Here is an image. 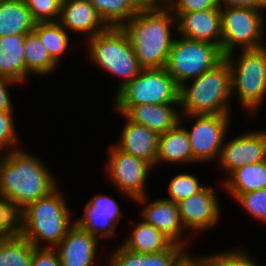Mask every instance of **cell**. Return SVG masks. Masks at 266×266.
Returning <instances> with one entry per match:
<instances>
[{
  "label": "cell",
  "mask_w": 266,
  "mask_h": 266,
  "mask_svg": "<svg viewBox=\"0 0 266 266\" xmlns=\"http://www.w3.org/2000/svg\"><path fill=\"white\" fill-rule=\"evenodd\" d=\"M182 245L173 243L167 250L156 254L132 252L121 244L108 254L106 266H179L189 255Z\"/></svg>",
  "instance_id": "obj_20"
},
{
  "label": "cell",
  "mask_w": 266,
  "mask_h": 266,
  "mask_svg": "<svg viewBox=\"0 0 266 266\" xmlns=\"http://www.w3.org/2000/svg\"><path fill=\"white\" fill-rule=\"evenodd\" d=\"M100 242L75 224L55 247L61 266H95L99 261ZM99 248V249H98Z\"/></svg>",
  "instance_id": "obj_17"
},
{
  "label": "cell",
  "mask_w": 266,
  "mask_h": 266,
  "mask_svg": "<svg viewBox=\"0 0 266 266\" xmlns=\"http://www.w3.org/2000/svg\"><path fill=\"white\" fill-rule=\"evenodd\" d=\"M266 12L246 7H221L224 56L237 50L258 49L266 46Z\"/></svg>",
  "instance_id": "obj_8"
},
{
  "label": "cell",
  "mask_w": 266,
  "mask_h": 266,
  "mask_svg": "<svg viewBox=\"0 0 266 266\" xmlns=\"http://www.w3.org/2000/svg\"><path fill=\"white\" fill-rule=\"evenodd\" d=\"M218 7V0H175L169 6L172 13H192Z\"/></svg>",
  "instance_id": "obj_37"
},
{
  "label": "cell",
  "mask_w": 266,
  "mask_h": 266,
  "mask_svg": "<svg viewBox=\"0 0 266 266\" xmlns=\"http://www.w3.org/2000/svg\"><path fill=\"white\" fill-rule=\"evenodd\" d=\"M35 24L24 0H0V37L32 33Z\"/></svg>",
  "instance_id": "obj_26"
},
{
  "label": "cell",
  "mask_w": 266,
  "mask_h": 266,
  "mask_svg": "<svg viewBox=\"0 0 266 266\" xmlns=\"http://www.w3.org/2000/svg\"><path fill=\"white\" fill-rule=\"evenodd\" d=\"M129 1L138 12L158 9L163 6L161 0H129Z\"/></svg>",
  "instance_id": "obj_41"
},
{
  "label": "cell",
  "mask_w": 266,
  "mask_h": 266,
  "mask_svg": "<svg viewBox=\"0 0 266 266\" xmlns=\"http://www.w3.org/2000/svg\"><path fill=\"white\" fill-rule=\"evenodd\" d=\"M85 42L87 60L103 73L119 79L114 95L143 69L122 27H108Z\"/></svg>",
  "instance_id": "obj_5"
},
{
  "label": "cell",
  "mask_w": 266,
  "mask_h": 266,
  "mask_svg": "<svg viewBox=\"0 0 266 266\" xmlns=\"http://www.w3.org/2000/svg\"><path fill=\"white\" fill-rule=\"evenodd\" d=\"M19 147L0 158V196L20 210L59 186L56 175L38 155Z\"/></svg>",
  "instance_id": "obj_1"
},
{
  "label": "cell",
  "mask_w": 266,
  "mask_h": 266,
  "mask_svg": "<svg viewBox=\"0 0 266 266\" xmlns=\"http://www.w3.org/2000/svg\"><path fill=\"white\" fill-rule=\"evenodd\" d=\"M193 266H205L203 260L199 255L198 257L197 255H193Z\"/></svg>",
  "instance_id": "obj_43"
},
{
  "label": "cell",
  "mask_w": 266,
  "mask_h": 266,
  "mask_svg": "<svg viewBox=\"0 0 266 266\" xmlns=\"http://www.w3.org/2000/svg\"><path fill=\"white\" fill-rule=\"evenodd\" d=\"M27 34L0 37V77L26 85L30 74L26 71L24 42Z\"/></svg>",
  "instance_id": "obj_22"
},
{
  "label": "cell",
  "mask_w": 266,
  "mask_h": 266,
  "mask_svg": "<svg viewBox=\"0 0 266 266\" xmlns=\"http://www.w3.org/2000/svg\"><path fill=\"white\" fill-rule=\"evenodd\" d=\"M195 174L190 172H182L171 177L170 181L167 184V197H163L166 200L179 203L185 198H188L197 192H199L204 186V183H201L200 178ZM199 178V179H198Z\"/></svg>",
  "instance_id": "obj_32"
},
{
  "label": "cell",
  "mask_w": 266,
  "mask_h": 266,
  "mask_svg": "<svg viewBox=\"0 0 266 266\" xmlns=\"http://www.w3.org/2000/svg\"><path fill=\"white\" fill-rule=\"evenodd\" d=\"M33 249L22 236L0 241V266H31Z\"/></svg>",
  "instance_id": "obj_30"
},
{
  "label": "cell",
  "mask_w": 266,
  "mask_h": 266,
  "mask_svg": "<svg viewBox=\"0 0 266 266\" xmlns=\"http://www.w3.org/2000/svg\"><path fill=\"white\" fill-rule=\"evenodd\" d=\"M122 28L143 69L166 66L177 35L176 17L169 7L139 11Z\"/></svg>",
  "instance_id": "obj_2"
},
{
  "label": "cell",
  "mask_w": 266,
  "mask_h": 266,
  "mask_svg": "<svg viewBox=\"0 0 266 266\" xmlns=\"http://www.w3.org/2000/svg\"><path fill=\"white\" fill-rule=\"evenodd\" d=\"M24 54L26 71L33 76L47 77L50 74L54 75L55 71L60 69L34 32L26 35Z\"/></svg>",
  "instance_id": "obj_28"
},
{
  "label": "cell",
  "mask_w": 266,
  "mask_h": 266,
  "mask_svg": "<svg viewBox=\"0 0 266 266\" xmlns=\"http://www.w3.org/2000/svg\"><path fill=\"white\" fill-rule=\"evenodd\" d=\"M233 247L230 249H223L218 253H211L208 255H200L205 266H262L261 262L258 261L254 256L252 257V252L245 249L244 246ZM255 258V259H254ZM258 261V262H257Z\"/></svg>",
  "instance_id": "obj_31"
},
{
  "label": "cell",
  "mask_w": 266,
  "mask_h": 266,
  "mask_svg": "<svg viewBox=\"0 0 266 266\" xmlns=\"http://www.w3.org/2000/svg\"><path fill=\"white\" fill-rule=\"evenodd\" d=\"M231 116L181 114L180 123L185 125L191 143L192 156L198 164L218 161L225 138L229 135ZM184 121L189 124V128Z\"/></svg>",
  "instance_id": "obj_10"
},
{
  "label": "cell",
  "mask_w": 266,
  "mask_h": 266,
  "mask_svg": "<svg viewBox=\"0 0 266 266\" xmlns=\"http://www.w3.org/2000/svg\"><path fill=\"white\" fill-rule=\"evenodd\" d=\"M108 27H122L138 11L129 0H88Z\"/></svg>",
  "instance_id": "obj_29"
},
{
  "label": "cell",
  "mask_w": 266,
  "mask_h": 266,
  "mask_svg": "<svg viewBox=\"0 0 266 266\" xmlns=\"http://www.w3.org/2000/svg\"><path fill=\"white\" fill-rule=\"evenodd\" d=\"M211 186L205 185L199 192L178 203L184 228L194 239L206 230H213L222 219L218 192Z\"/></svg>",
  "instance_id": "obj_13"
},
{
  "label": "cell",
  "mask_w": 266,
  "mask_h": 266,
  "mask_svg": "<svg viewBox=\"0 0 266 266\" xmlns=\"http://www.w3.org/2000/svg\"><path fill=\"white\" fill-rule=\"evenodd\" d=\"M179 266H193V254L191 253Z\"/></svg>",
  "instance_id": "obj_42"
},
{
  "label": "cell",
  "mask_w": 266,
  "mask_h": 266,
  "mask_svg": "<svg viewBox=\"0 0 266 266\" xmlns=\"http://www.w3.org/2000/svg\"><path fill=\"white\" fill-rule=\"evenodd\" d=\"M220 7H246L266 11V0H218Z\"/></svg>",
  "instance_id": "obj_40"
},
{
  "label": "cell",
  "mask_w": 266,
  "mask_h": 266,
  "mask_svg": "<svg viewBox=\"0 0 266 266\" xmlns=\"http://www.w3.org/2000/svg\"><path fill=\"white\" fill-rule=\"evenodd\" d=\"M223 59L224 55L218 45L176 35L165 69L180 87L214 68Z\"/></svg>",
  "instance_id": "obj_9"
},
{
  "label": "cell",
  "mask_w": 266,
  "mask_h": 266,
  "mask_svg": "<svg viewBox=\"0 0 266 266\" xmlns=\"http://www.w3.org/2000/svg\"><path fill=\"white\" fill-rule=\"evenodd\" d=\"M231 100V69L225 58L179 90L181 114L232 115Z\"/></svg>",
  "instance_id": "obj_4"
},
{
  "label": "cell",
  "mask_w": 266,
  "mask_h": 266,
  "mask_svg": "<svg viewBox=\"0 0 266 266\" xmlns=\"http://www.w3.org/2000/svg\"><path fill=\"white\" fill-rule=\"evenodd\" d=\"M248 216L261 224H266V188L239 194L235 199Z\"/></svg>",
  "instance_id": "obj_35"
},
{
  "label": "cell",
  "mask_w": 266,
  "mask_h": 266,
  "mask_svg": "<svg viewBox=\"0 0 266 266\" xmlns=\"http://www.w3.org/2000/svg\"><path fill=\"white\" fill-rule=\"evenodd\" d=\"M82 216L74 218V224L99 241L118 237L117 227L123 212L114 197L96 194L87 200Z\"/></svg>",
  "instance_id": "obj_14"
},
{
  "label": "cell",
  "mask_w": 266,
  "mask_h": 266,
  "mask_svg": "<svg viewBox=\"0 0 266 266\" xmlns=\"http://www.w3.org/2000/svg\"><path fill=\"white\" fill-rule=\"evenodd\" d=\"M31 266H61L55 248L34 247Z\"/></svg>",
  "instance_id": "obj_38"
},
{
  "label": "cell",
  "mask_w": 266,
  "mask_h": 266,
  "mask_svg": "<svg viewBox=\"0 0 266 266\" xmlns=\"http://www.w3.org/2000/svg\"><path fill=\"white\" fill-rule=\"evenodd\" d=\"M180 87L163 68L142 69V71L115 95L113 108L124 114L131 106L140 104H169L179 102Z\"/></svg>",
  "instance_id": "obj_7"
},
{
  "label": "cell",
  "mask_w": 266,
  "mask_h": 266,
  "mask_svg": "<svg viewBox=\"0 0 266 266\" xmlns=\"http://www.w3.org/2000/svg\"><path fill=\"white\" fill-rule=\"evenodd\" d=\"M36 23L58 22L63 0H24Z\"/></svg>",
  "instance_id": "obj_36"
},
{
  "label": "cell",
  "mask_w": 266,
  "mask_h": 266,
  "mask_svg": "<svg viewBox=\"0 0 266 266\" xmlns=\"http://www.w3.org/2000/svg\"><path fill=\"white\" fill-rule=\"evenodd\" d=\"M177 35L183 38L208 42L221 48V7L192 13H173Z\"/></svg>",
  "instance_id": "obj_16"
},
{
  "label": "cell",
  "mask_w": 266,
  "mask_h": 266,
  "mask_svg": "<svg viewBox=\"0 0 266 266\" xmlns=\"http://www.w3.org/2000/svg\"><path fill=\"white\" fill-rule=\"evenodd\" d=\"M57 187L21 210L22 237L34 247L55 248L74 225L67 198Z\"/></svg>",
  "instance_id": "obj_3"
},
{
  "label": "cell",
  "mask_w": 266,
  "mask_h": 266,
  "mask_svg": "<svg viewBox=\"0 0 266 266\" xmlns=\"http://www.w3.org/2000/svg\"><path fill=\"white\" fill-rule=\"evenodd\" d=\"M124 115L132 122L144 125L160 135L180 122V103L135 105Z\"/></svg>",
  "instance_id": "obj_21"
},
{
  "label": "cell",
  "mask_w": 266,
  "mask_h": 266,
  "mask_svg": "<svg viewBox=\"0 0 266 266\" xmlns=\"http://www.w3.org/2000/svg\"><path fill=\"white\" fill-rule=\"evenodd\" d=\"M16 85H19L17 82L4 78V77H0V112L1 111H15L13 104H15V102L13 103L12 101V96L10 95V91L9 89L12 88Z\"/></svg>",
  "instance_id": "obj_39"
},
{
  "label": "cell",
  "mask_w": 266,
  "mask_h": 266,
  "mask_svg": "<svg viewBox=\"0 0 266 266\" xmlns=\"http://www.w3.org/2000/svg\"><path fill=\"white\" fill-rule=\"evenodd\" d=\"M33 32L44 44L51 58L60 66L63 57L72 48L70 45L73 44L74 36L72 35L71 39L70 33L59 22L36 23Z\"/></svg>",
  "instance_id": "obj_27"
},
{
  "label": "cell",
  "mask_w": 266,
  "mask_h": 266,
  "mask_svg": "<svg viewBox=\"0 0 266 266\" xmlns=\"http://www.w3.org/2000/svg\"><path fill=\"white\" fill-rule=\"evenodd\" d=\"M58 22L71 35H84V41L108 28L88 0H63Z\"/></svg>",
  "instance_id": "obj_18"
},
{
  "label": "cell",
  "mask_w": 266,
  "mask_h": 266,
  "mask_svg": "<svg viewBox=\"0 0 266 266\" xmlns=\"http://www.w3.org/2000/svg\"><path fill=\"white\" fill-rule=\"evenodd\" d=\"M124 119L118 141L114 144L119 150L136 156L156 167L159 134L144 125L129 120L124 114L118 113Z\"/></svg>",
  "instance_id": "obj_19"
},
{
  "label": "cell",
  "mask_w": 266,
  "mask_h": 266,
  "mask_svg": "<svg viewBox=\"0 0 266 266\" xmlns=\"http://www.w3.org/2000/svg\"><path fill=\"white\" fill-rule=\"evenodd\" d=\"M22 235L21 210L0 196V241Z\"/></svg>",
  "instance_id": "obj_33"
},
{
  "label": "cell",
  "mask_w": 266,
  "mask_h": 266,
  "mask_svg": "<svg viewBox=\"0 0 266 266\" xmlns=\"http://www.w3.org/2000/svg\"><path fill=\"white\" fill-rule=\"evenodd\" d=\"M224 58L231 69L232 99L238 98L246 116L257 117L266 99V46L238 50Z\"/></svg>",
  "instance_id": "obj_6"
},
{
  "label": "cell",
  "mask_w": 266,
  "mask_h": 266,
  "mask_svg": "<svg viewBox=\"0 0 266 266\" xmlns=\"http://www.w3.org/2000/svg\"><path fill=\"white\" fill-rule=\"evenodd\" d=\"M175 0H162L163 6L169 7Z\"/></svg>",
  "instance_id": "obj_44"
},
{
  "label": "cell",
  "mask_w": 266,
  "mask_h": 266,
  "mask_svg": "<svg viewBox=\"0 0 266 266\" xmlns=\"http://www.w3.org/2000/svg\"><path fill=\"white\" fill-rule=\"evenodd\" d=\"M15 111L0 112V155H6L10 150L19 148L22 143L17 131ZM21 141V142H20ZM3 152V153H2Z\"/></svg>",
  "instance_id": "obj_34"
},
{
  "label": "cell",
  "mask_w": 266,
  "mask_h": 266,
  "mask_svg": "<svg viewBox=\"0 0 266 266\" xmlns=\"http://www.w3.org/2000/svg\"><path fill=\"white\" fill-rule=\"evenodd\" d=\"M219 183L230 199H235L239 194L265 189L266 160L237 168Z\"/></svg>",
  "instance_id": "obj_24"
},
{
  "label": "cell",
  "mask_w": 266,
  "mask_h": 266,
  "mask_svg": "<svg viewBox=\"0 0 266 266\" xmlns=\"http://www.w3.org/2000/svg\"><path fill=\"white\" fill-rule=\"evenodd\" d=\"M165 163L166 165L198 163L192 156L188 132L180 122L174 128L159 135L156 166H162L161 164Z\"/></svg>",
  "instance_id": "obj_23"
},
{
  "label": "cell",
  "mask_w": 266,
  "mask_h": 266,
  "mask_svg": "<svg viewBox=\"0 0 266 266\" xmlns=\"http://www.w3.org/2000/svg\"><path fill=\"white\" fill-rule=\"evenodd\" d=\"M134 226L130 233H127L124 242L120 243L132 252L156 254L167 250L173 244L167 236L142 219Z\"/></svg>",
  "instance_id": "obj_25"
},
{
  "label": "cell",
  "mask_w": 266,
  "mask_h": 266,
  "mask_svg": "<svg viewBox=\"0 0 266 266\" xmlns=\"http://www.w3.org/2000/svg\"><path fill=\"white\" fill-rule=\"evenodd\" d=\"M107 154L108 159L103 168L108 181L117 187L119 194L122 192L130 201L149 194L147 182L150 173L154 172L149 162L119 150L114 144L109 147Z\"/></svg>",
  "instance_id": "obj_11"
},
{
  "label": "cell",
  "mask_w": 266,
  "mask_h": 266,
  "mask_svg": "<svg viewBox=\"0 0 266 266\" xmlns=\"http://www.w3.org/2000/svg\"><path fill=\"white\" fill-rule=\"evenodd\" d=\"M148 198L146 195L133 200L136 204H141L140 218L162 232L173 243L189 249L188 247L193 244L192 240L195 239L184 228L179 205L162 197L153 201Z\"/></svg>",
  "instance_id": "obj_15"
},
{
  "label": "cell",
  "mask_w": 266,
  "mask_h": 266,
  "mask_svg": "<svg viewBox=\"0 0 266 266\" xmlns=\"http://www.w3.org/2000/svg\"><path fill=\"white\" fill-rule=\"evenodd\" d=\"M216 164L225 173L223 182L234 170L266 160V129L246 130L227 141Z\"/></svg>",
  "instance_id": "obj_12"
}]
</instances>
